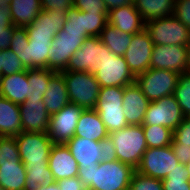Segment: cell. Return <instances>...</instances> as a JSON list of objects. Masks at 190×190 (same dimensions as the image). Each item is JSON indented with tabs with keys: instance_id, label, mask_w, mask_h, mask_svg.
<instances>
[{
	"instance_id": "680465c9",
	"label": "cell",
	"mask_w": 190,
	"mask_h": 190,
	"mask_svg": "<svg viewBox=\"0 0 190 190\" xmlns=\"http://www.w3.org/2000/svg\"><path fill=\"white\" fill-rule=\"evenodd\" d=\"M84 190H95V189H92V188H89V187H85Z\"/></svg>"
},
{
	"instance_id": "277c9868",
	"label": "cell",
	"mask_w": 190,
	"mask_h": 190,
	"mask_svg": "<svg viewBox=\"0 0 190 190\" xmlns=\"http://www.w3.org/2000/svg\"><path fill=\"white\" fill-rule=\"evenodd\" d=\"M70 103L83 109H94L100 85L92 72L61 71Z\"/></svg>"
},
{
	"instance_id": "b9f144b4",
	"label": "cell",
	"mask_w": 190,
	"mask_h": 190,
	"mask_svg": "<svg viewBox=\"0 0 190 190\" xmlns=\"http://www.w3.org/2000/svg\"><path fill=\"white\" fill-rule=\"evenodd\" d=\"M173 15L190 30V0L175 2Z\"/></svg>"
},
{
	"instance_id": "f1b7e54d",
	"label": "cell",
	"mask_w": 190,
	"mask_h": 190,
	"mask_svg": "<svg viewBox=\"0 0 190 190\" xmlns=\"http://www.w3.org/2000/svg\"><path fill=\"white\" fill-rule=\"evenodd\" d=\"M145 23L174 14L173 0H133Z\"/></svg>"
},
{
	"instance_id": "d590c367",
	"label": "cell",
	"mask_w": 190,
	"mask_h": 190,
	"mask_svg": "<svg viewBox=\"0 0 190 190\" xmlns=\"http://www.w3.org/2000/svg\"><path fill=\"white\" fill-rule=\"evenodd\" d=\"M62 30H64L66 33H80L85 38H88L89 36L87 35L86 12L79 11L74 7L69 9L67 11V20L63 25Z\"/></svg>"
},
{
	"instance_id": "f35d334b",
	"label": "cell",
	"mask_w": 190,
	"mask_h": 190,
	"mask_svg": "<svg viewBox=\"0 0 190 190\" xmlns=\"http://www.w3.org/2000/svg\"><path fill=\"white\" fill-rule=\"evenodd\" d=\"M21 161L15 137L0 136V162Z\"/></svg>"
},
{
	"instance_id": "db71d44e",
	"label": "cell",
	"mask_w": 190,
	"mask_h": 190,
	"mask_svg": "<svg viewBox=\"0 0 190 190\" xmlns=\"http://www.w3.org/2000/svg\"><path fill=\"white\" fill-rule=\"evenodd\" d=\"M185 166H186L187 171L189 172V180H190V158H189L187 164H185Z\"/></svg>"
},
{
	"instance_id": "ac0fdd59",
	"label": "cell",
	"mask_w": 190,
	"mask_h": 190,
	"mask_svg": "<svg viewBox=\"0 0 190 190\" xmlns=\"http://www.w3.org/2000/svg\"><path fill=\"white\" fill-rule=\"evenodd\" d=\"M67 11L42 10L31 25L26 27L28 37L54 38L66 23Z\"/></svg>"
},
{
	"instance_id": "ee69618b",
	"label": "cell",
	"mask_w": 190,
	"mask_h": 190,
	"mask_svg": "<svg viewBox=\"0 0 190 190\" xmlns=\"http://www.w3.org/2000/svg\"><path fill=\"white\" fill-rule=\"evenodd\" d=\"M100 145L102 150V154L100 155V162H110L117 160L116 149L110 136L100 141Z\"/></svg>"
},
{
	"instance_id": "f6af8a7d",
	"label": "cell",
	"mask_w": 190,
	"mask_h": 190,
	"mask_svg": "<svg viewBox=\"0 0 190 190\" xmlns=\"http://www.w3.org/2000/svg\"><path fill=\"white\" fill-rule=\"evenodd\" d=\"M41 9L47 10H69L73 7V0H40Z\"/></svg>"
},
{
	"instance_id": "ab89813d",
	"label": "cell",
	"mask_w": 190,
	"mask_h": 190,
	"mask_svg": "<svg viewBox=\"0 0 190 190\" xmlns=\"http://www.w3.org/2000/svg\"><path fill=\"white\" fill-rule=\"evenodd\" d=\"M87 35L99 37L107 24V15L104 12H86Z\"/></svg>"
},
{
	"instance_id": "d6986e66",
	"label": "cell",
	"mask_w": 190,
	"mask_h": 190,
	"mask_svg": "<svg viewBox=\"0 0 190 190\" xmlns=\"http://www.w3.org/2000/svg\"><path fill=\"white\" fill-rule=\"evenodd\" d=\"M149 103L136 82L124 87L122 106L128 125H142Z\"/></svg>"
},
{
	"instance_id": "8d00e7d4",
	"label": "cell",
	"mask_w": 190,
	"mask_h": 190,
	"mask_svg": "<svg viewBox=\"0 0 190 190\" xmlns=\"http://www.w3.org/2000/svg\"><path fill=\"white\" fill-rule=\"evenodd\" d=\"M128 190H163L162 180L142 175L135 171Z\"/></svg>"
},
{
	"instance_id": "2e32d148",
	"label": "cell",
	"mask_w": 190,
	"mask_h": 190,
	"mask_svg": "<svg viewBox=\"0 0 190 190\" xmlns=\"http://www.w3.org/2000/svg\"><path fill=\"white\" fill-rule=\"evenodd\" d=\"M150 68L171 70L178 74L187 72V46L154 45Z\"/></svg>"
},
{
	"instance_id": "4dcf8cb0",
	"label": "cell",
	"mask_w": 190,
	"mask_h": 190,
	"mask_svg": "<svg viewBox=\"0 0 190 190\" xmlns=\"http://www.w3.org/2000/svg\"><path fill=\"white\" fill-rule=\"evenodd\" d=\"M54 73L55 71L50 69H28L27 80L30 85L31 94L28 98H39V100H43L50 78Z\"/></svg>"
},
{
	"instance_id": "11a10c76",
	"label": "cell",
	"mask_w": 190,
	"mask_h": 190,
	"mask_svg": "<svg viewBox=\"0 0 190 190\" xmlns=\"http://www.w3.org/2000/svg\"><path fill=\"white\" fill-rule=\"evenodd\" d=\"M0 74L2 76V56H1V50H0Z\"/></svg>"
},
{
	"instance_id": "f546056e",
	"label": "cell",
	"mask_w": 190,
	"mask_h": 190,
	"mask_svg": "<svg viewBox=\"0 0 190 190\" xmlns=\"http://www.w3.org/2000/svg\"><path fill=\"white\" fill-rule=\"evenodd\" d=\"M100 39L112 53L123 56L131 44L132 35L121 32L118 28L106 24L100 34Z\"/></svg>"
},
{
	"instance_id": "d4e9b609",
	"label": "cell",
	"mask_w": 190,
	"mask_h": 190,
	"mask_svg": "<svg viewBox=\"0 0 190 190\" xmlns=\"http://www.w3.org/2000/svg\"><path fill=\"white\" fill-rule=\"evenodd\" d=\"M43 102L50 115L59 112L70 103L66 84L60 72H55L51 76L46 92L44 93Z\"/></svg>"
},
{
	"instance_id": "bcb514c9",
	"label": "cell",
	"mask_w": 190,
	"mask_h": 190,
	"mask_svg": "<svg viewBox=\"0 0 190 190\" xmlns=\"http://www.w3.org/2000/svg\"><path fill=\"white\" fill-rule=\"evenodd\" d=\"M60 190H84L85 186L78 176L56 181Z\"/></svg>"
},
{
	"instance_id": "83f0119b",
	"label": "cell",
	"mask_w": 190,
	"mask_h": 190,
	"mask_svg": "<svg viewBox=\"0 0 190 190\" xmlns=\"http://www.w3.org/2000/svg\"><path fill=\"white\" fill-rule=\"evenodd\" d=\"M26 175L22 161L0 162V185L5 190H25Z\"/></svg>"
},
{
	"instance_id": "3957f363",
	"label": "cell",
	"mask_w": 190,
	"mask_h": 190,
	"mask_svg": "<svg viewBox=\"0 0 190 190\" xmlns=\"http://www.w3.org/2000/svg\"><path fill=\"white\" fill-rule=\"evenodd\" d=\"M109 136L114 143L117 160L136 169L148 148L142 125H128Z\"/></svg>"
},
{
	"instance_id": "f907efd6",
	"label": "cell",
	"mask_w": 190,
	"mask_h": 190,
	"mask_svg": "<svg viewBox=\"0 0 190 190\" xmlns=\"http://www.w3.org/2000/svg\"><path fill=\"white\" fill-rule=\"evenodd\" d=\"M107 10L118 8L119 6H125L133 3V0H103Z\"/></svg>"
},
{
	"instance_id": "52a82bcc",
	"label": "cell",
	"mask_w": 190,
	"mask_h": 190,
	"mask_svg": "<svg viewBox=\"0 0 190 190\" xmlns=\"http://www.w3.org/2000/svg\"><path fill=\"white\" fill-rule=\"evenodd\" d=\"M94 75L100 87H125L135 82L123 56L115 55L104 44V58Z\"/></svg>"
},
{
	"instance_id": "681fc988",
	"label": "cell",
	"mask_w": 190,
	"mask_h": 190,
	"mask_svg": "<svg viewBox=\"0 0 190 190\" xmlns=\"http://www.w3.org/2000/svg\"><path fill=\"white\" fill-rule=\"evenodd\" d=\"M13 28H6L4 31H0V50L9 49L11 45V37Z\"/></svg>"
},
{
	"instance_id": "ffe728a7",
	"label": "cell",
	"mask_w": 190,
	"mask_h": 190,
	"mask_svg": "<svg viewBox=\"0 0 190 190\" xmlns=\"http://www.w3.org/2000/svg\"><path fill=\"white\" fill-rule=\"evenodd\" d=\"M107 23L121 32L133 35L145 28V21L134 2L108 11Z\"/></svg>"
},
{
	"instance_id": "1f68e13d",
	"label": "cell",
	"mask_w": 190,
	"mask_h": 190,
	"mask_svg": "<svg viewBox=\"0 0 190 190\" xmlns=\"http://www.w3.org/2000/svg\"><path fill=\"white\" fill-rule=\"evenodd\" d=\"M27 173L25 180V190H37L40 185L55 182L48 165H24Z\"/></svg>"
},
{
	"instance_id": "8992f818",
	"label": "cell",
	"mask_w": 190,
	"mask_h": 190,
	"mask_svg": "<svg viewBox=\"0 0 190 190\" xmlns=\"http://www.w3.org/2000/svg\"><path fill=\"white\" fill-rule=\"evenodd\" d=\"M154 45H182L190 43V30L174 15L145 23Z\"/></svg>"
},
{
	"instance_id": "ba28073f",
	"label": "cell",
	"mask_w": 190,
	"mask_h": 190,
	"mask_svg": "<svg viewBox=\"0 0 190 190\" xmlns=\"http://www.w3.org/2000/svg\"><path fill=\"white\" fill-rule=\"evenodd\" d=\"M178 73L149 68L135 78L136 84L150 102L172 95L178 83Z\"/></svg>"
},
{
	"instance_id": "30bf717a",
	"label": "cell",
	"mask_w": 190,
	"mask_h": 190,
	"mask_svg": "<svg viewBox=\"0 0 190 190\" xmlns=\"http://www.w3.org/2000/svg\"><path fill=\"white\" fill-rule=\"evenodd\" d=\"M185 119L174 95L150 102L142 125L165 126L174 131Z\"/></svg>"
},
{
	"instance_id": "7dc6e473",
	"label": "cell",
	"mask_w": 190,
	"mask_h": 190,
	"mask_svg": "<svg viewBox=\"0 0 190 190\" xmlns=\"http://www.w3.org/2000/svg\"><path fill=\"white\" fill-rule=\"evenodd\" d=\"M14 27L9 11V3H0V31Z\"/></svg>"
},
{
	"instance_id": "d6a6232c",
	"label": "cell",
	"mask_w": 190,
	"mask_h": 190,
	"mask_svg": "<svg viewBox=\"0 0 190 190\" xmlns=\"http://www.w3.org/2000/svg\"><path fill=\"white\" fill-rule=\"evenodd\" d=\"M148 148L170 146L173 141V131L165 126L142 125Z\"/></svg>"
},
{
	"instance_id": "74e56055",
	"label": "cell",
	"mask_w": 190,
	"mask_h": 190,
	"mask_svg": "<svg viewBox=\"0 0 190 190\" xmlns=\"http://www.w3.org/2000/svg\"><path fill=\"white\" fill-rule=\"evenodd\" d=\"M2 56V76L15 74L28 70L17 55L10 49L1 51Z\"/></svg>"
},
{
	"instance_id": "5bb4252c",
	"label": "cell",
	"mask_w": 190,
	"mask_h": 190,
	"mask_svg": "<svg viewBox=\"0 0 190 190\" xmlns=\"http://www.w3.org/2000/svg\"><path fill=\"white\" fill-rule=\"evenodd\" d=\"M83 110L74 103H68L59 112L50 116L48 136L54 144H65L74 137Z\"/></svg>"
},
{
	"instance_id": "8fae6325",
	"label": "cell",
	"mask_w": 190,
	"mask_h": 190,
	"mask_svg": "<svg viewBox=\"0 0 190 190\" xmlns=\"http://www.w3.org/2000/svg\"><path fill=\"white\" fill-rule=\"evenodd\" d=\"M171 146L147 148L136 171L156 179H165L179 164Z\"/></svg>"
},
{
	"instance_id": "6f0895ef",
	"label": "cell",
	"mask_w": 190,
	"mask_h": 190,
	"mask_svg": "<svg viewBox=\"0 0 190 190\" xmlns=\"http://www.w3.org/2000/svg\"><path fill=\"white\" fill-rule=\"evenodd\" d=\"M185 119L190 122V113L185 116Z\"/></svg>"
},
{
	"instance_id": "44dd1931",
	"label": "cell",
	"mask_w": 190,
	"mask_h": 190,
	"mask_svg": "<svg viewBox=\"0 0 190 190\" xmlns=\"http://www.w3.org/2000/svg\"><path fill=\"white\" fill-rule=\"evenodd\" d=\"M55 181L78 176L79 166L65 144H53L48 160Z\"/></svg>"
},
{
	"instance_id": "5b68a950",
	"label": "cell",
	"mask_w": 190,
	"mask_h": 190,
	"mask_svg": "<svg viewBox=\"0 0 190 190\" xmlns=\"http://www.w3.org/2000/svg\"><path fill=\"white\" fill-rule=\"evenodd\" d=\"M124 87H100L94 110L100 118L108 133H112L128 126L123 110Z\"/></svg>"
},
{
	"instance_id": "816d5d0a",
	"label": "cell",
	"mask_w": 190,
	"mask_h": 190,
	"mask_svg": "<svg viewBox=\"0 0 190 190\" xmlns=\"http://www.w3.org/2000/svg\"><path fill=\"white\" fill-rule=\"evenodd\" d=\"M37 190H60L57 182L40 185V187Z\"/></svg>"
},
{
	"instance_id": "4fadbf2b",
	"label": "cell",
	"mask_w": 190,
	"mask_h": 190,
	"mask_svg": "<svg viewBox=\"0 0 190 190\" xmlns=\"http://www.w3.org/2000/svg\"><path fill=\"white\" fill-rule=\"evenodd\" d=\"M104 58V44L100 37H88L82 46L70 57L64 71L92 72L99 70Z\"/></svg>"
},
{
	"instance_id": "836d02e7",
	"label": "cell",
	"mask_w": 190,
	"mask_h": 190,
	"mask_svg": "<svg viewBox=\"0 0 190 190\" xmlns=\"http://www.w3.org/2000/svg\"><path fill=\"white\" fill-rule=\"evenodd\" d=\"M163 190H190L189 172L185 164L179 163L165 179H162Z\"/></svg>"
},
{
	"instance_id": "c3c4849f",
	"label": "cell",
	"mask_w": 190,
	"mask_h": 190,
	"mask_svg": "<svg viewBox=\"0 0 190 190\" xmlns=\"http://www.w3.org/2000/svg\"><path fill=\"white\" fill-rule=\"evenodd\" d=\"M170 146L179 162L187 164L190 158V147H186L183 144H175L173 141Z\"/></svg>"
},
{
	"instance_id": "9f6ffc18",
	"label": "cell",
	"mask_w": 190,
	"mask_h": 190,
	"mask_svg": "<svg viewBox=\"0 0 190 190\" xmlns=\"http://www.w3.org/2000/svg\"><path fill=\"white\" fill-rule=\"evenodd\" d=\"M12 0H0V3H10Z\"/></svg>"
},
{
	"instance_id": "7a4b0ae2",
	"label": "cell",
	"mask_w": 190,
	"mask_h": 190,
	"mask_svg": "<svg viewBox=\"0 0 190 190\" xmlns=\"http://www.w3.org/2000/svg\"><path fill=\"white\" fill-rule=\"evenodd\" d=\"M53 38L28 37L26 27H14L9 49L27 69H48V53Z\"/></svg>"
},
{
	"instance_id": "f5cc1de1",
	"label": "cell",
	"mask_w": 190,
	"mask_h": 190,
	"mask_svg": "<svg viewBox=\"0 0 190 190\" xmlns=\"http://www.w3.org/2000/svg\"><path fill=\"white\" fill-rule=\"evenodd\" d=\"M187 72L190 73V43L187 45Z\"/></svg>"
},
{
	"instance_id": "6da1fadb",
	"label": "cell",
	"mask_w": 190,
	"mask_h": 190,
	"mask_svg": "<svg viewBox=\"0 0 190 190\" xmlns=\"http://www.w3.org/2000/svg\"><path fill=\"white\" fill-rule=\"evenodd\" d=\"M135 171L132 166L114 160L99 162L97 167L79 168L78 177L85 187L95 190H128Z\"/></svg>"
},
{
	"instance_id": "9a60e30c",
	"label": "cell",
	"mask_w": 190,
	"mask_h": 190,
	"mask_svg": "<svg viewBox=\"0 0 190 190\" xmlns=\"http://www.w3.org/2000/svg\"><path fill=\"white\" fill-rule=\"evenodd\" d=\"M153 47V41L145 28L132 35L131 44L123 58L135 77L150 68Z\"/></svg>"
},
{
	"instance_id": "9c48e42d",
	"label": "cell",
	"mask_w": 190,
	"mask_h": 190,
	"mask_svg": "<svg viewBox=\"0 0 190 190\" xmlns=\"http://www.w3.org/2000/svg\"><path fill=\"white\" fill-rule=\"evenodd\" d=\"M15 138L24 165H48L50 151L54 144L48 133L22 132Z\"/></svg>"
},
{
	"instance_id": "603a6c76",
	"label": "cell",
	"mask_w": 190,
	"mask_h": 190,
	"mask_svg": "<svg viewBox=\"0 0 190 190\" xmlns=\"http://www.w3.org/2000/svg\"><path fill=\"white\" fill-rule=\"evenodd\" d=\"M27 70L11 75L1 76L0 96L15 104H23L30 97Z\"/></svg>"
},
{
	"instance_id": "4316f807",
	"label": "cell",
	"mask_w": 190,
	"mask_h": 190,
	"mask_svg": "<svg viewBox=\"0 0 190 190\" xmlns=\"http://www.w3.org/2000/svg\"><path fill=\"white\" fill-rule=\"evenodd\" d=\"M9 11L15 27H27L42 11L40 0H12Z\"/></svg>"
},
{
	"instance_id": "cb8c5ba5",
	"label": "cell",
	"mask_w": 190,
	"mask_h": 190,
	"mask_svg": "<svg viewBox=\"0 0 190 190\" xmlns=\"http://www.w3.org/2000/svg\"><path fill=\"white\" fill-rule=\"evenodd\" d=\"M74 136L100 142L107 138L109 133L94 109H84L78 119Z\"/></svg>"
},
{
	"instance_id": "7c38bea8",
	"label": "cell",
	"mask_w": 190,
	"mask_h": 190,
	"mask_svg": "<svg viewBox=\"0 0 190 190\" xmlns=\"http://www.w3.org/2000/svg\"><path fill=\"white\" fill-rule=\"evenodd\" d=\"M85 39L80 33H66L61 29L51 42L48 69L55 72L64 71L70 57L82 46Z\"/></svg>"
},
{
	"instance_id": "60d3db41",
	"label": "cell",
	"mask_w": 190,
	"mask_h": 190,
	"mask_svg": "<svg viewBox=\"0 0 190 190\" xmlns=\"http://www.w3.org/2000/svg\"><path fill=\"white\" fill-rule=\"evenodd\" d=\"M73 7L83 12H104L108 10L103 0H73Z\"/></svg>"
},
{
	"instance_id": "e575fe53",
	"label": "cell",
	"mask_w": 190,
	"mask_h": 190,
	"mask_svg": "<svg viewBox=\"0 0 190 190\" xmlns=\"http://www.w3.org/2000/svg\"><path fill=\"white\" fill-rule=\"evenodd\" d=\"M184 116L190 113V73H181L173 93Z\"/></svg>"
},
{
	"instance_id": "7402d4cb",
	"label": "cell",
	"mask_w": 190,
	"mask_h": 190,
	"mask_svg": "<svg viewBox=\"0 0 190 190\" xmlns=\"http://www.w3.org/2000/svg\"><path fill=\"white\" fill-rule=\"evenodd\" d=\"M65 145L77 161L79 168L98 166L102 154L100 142L74 136Z\"/></svg>"
},
{
	"instance_id": "e0dca14e",
	"label": "cell",
	"mask_w": 190,
	"mask_h": 190,
	"mask_svg": "<svg viewBox=\"0 0 190 190\" xmlns=\"http://www.w3.org/2000/svg\"><path fill=\"white\" fill-rule=\"evenodd\" d=\"M23 132L48 133L50 114L43 100L27 98L19 105Z\"/></svg>"
},
{
	"instance_id": "7bdbcfd3",
	"label": "cell",
	"mask_w": 190,
	"mask_h": 190,
	"mask_svg": "<svg viewBox=\"0 0 190 190\" xmlns=\"http://www.w3.org/2000/svg\"><path fill=\"white\" fill-rule=\"evenodd\" d=\"M173 142L190 147V122L186 119L173 131Z\"/></svg>"
},
{
	"instance_id": "484cf974",
	"label": "cell",
	"mask_w": 190,
	"mask_h": 190,
	"mask_svg": "<svg viewBox=\"0 0 190 190\" xmlns=\"http://www.w3.org/2000/svg\"><path fill=\"white\" fill-rule=\"evenodd\" d=\"M22 132L19 105L0 96V136L15 137Z\"/></svg>"
}]
</instances>
